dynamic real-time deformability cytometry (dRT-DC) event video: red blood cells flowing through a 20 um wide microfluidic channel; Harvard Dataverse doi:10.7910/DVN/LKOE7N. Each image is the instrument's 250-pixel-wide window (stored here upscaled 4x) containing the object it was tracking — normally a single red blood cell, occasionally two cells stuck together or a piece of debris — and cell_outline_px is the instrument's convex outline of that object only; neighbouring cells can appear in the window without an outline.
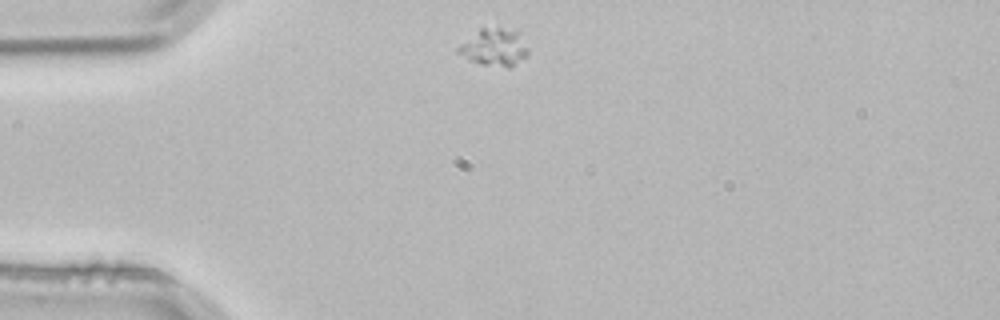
{"species": "common noctule bat (a hibernating species)", "species_latin": "Nyctalus noctula", "temperature_condition": "room temperature", "stored_images_in_passage": 1, "camera_frame_rate_fps": 3000, "um_per_image_px": 0.085, "animal": {"sex": "male", "body_mass_g": 21.5, "forearm_length_mm": 52.0}, "frame": {"image": 1, "passage_image": 1, "time_ms": 0.0, "image_size_px": [1000, 320], "cell_outline_px": [[528, 52], [524, 56], [508, 68], [480, 64], [468, 60], [456, 52], [456, 48], [460, 44], [480, 28], [516, 28], [520, 32], [528, 48]], "centroid_in_image_um": [42.0, 4.0], "position_along_channel_um": 43.0, "area_um2": 15.32}}